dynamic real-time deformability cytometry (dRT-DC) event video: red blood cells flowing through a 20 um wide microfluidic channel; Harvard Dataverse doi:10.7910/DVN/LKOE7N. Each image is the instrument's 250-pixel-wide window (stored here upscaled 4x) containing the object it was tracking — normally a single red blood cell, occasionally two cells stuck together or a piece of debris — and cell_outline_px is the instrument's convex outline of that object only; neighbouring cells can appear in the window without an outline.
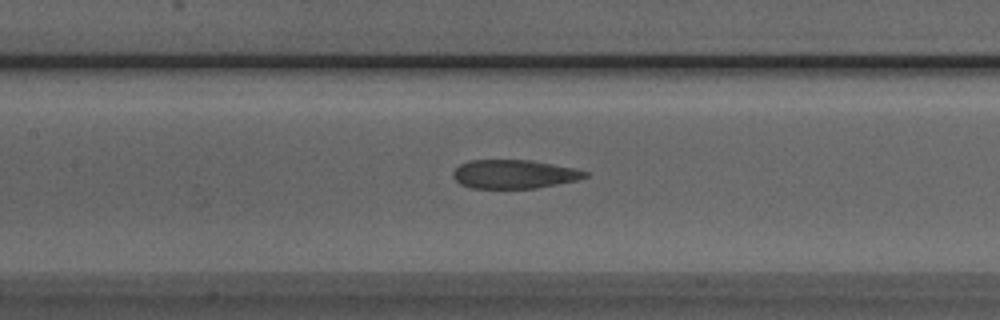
{"species": "Egyptian fruit bat (a non-hibernating species)", "species_latin": "Rousettus aegyptiacus", "temperature_condition": "room temperature", "stored_images_in_passage": 35, "camera_frame_rate_fps": 3000, "um_per_image_px": 0.085, "animal": {"sex": "male"}, "frame": {"image": 1, "passage_image": 13, "time_ms": 4.0, "image_size_px": [1000, 320], "cell_outline_px": [[588, 176], [576, 180], [536, 188], [472, 188], [460, 184], [452, 176], [452, 172], [460, 164], [468, 160], [532, 160], [572, 168], [588, 172]], "centroid_in_image_um": [43.65, 14.8], "position_along_channel_um": 163.7, "area_um2": 21.96}}
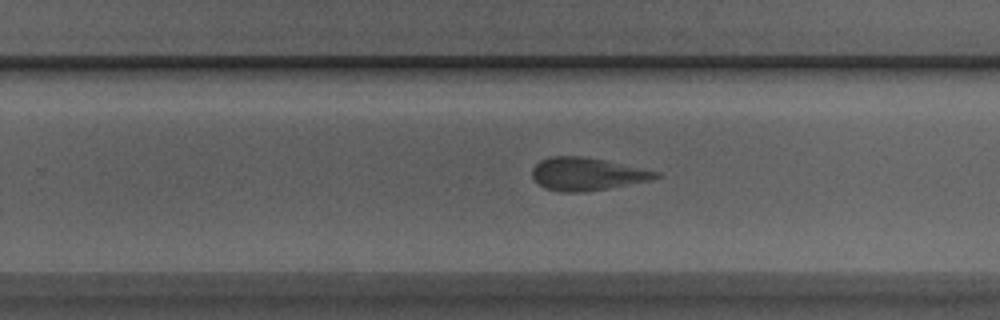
{"frame": {"image": 2, "passage_image": 22, "time_ms": 7.0, "image_size_px": [1000, 320], "cell_outline_px": [[660, 176], [652, 180], [608, 188], [584, 192], [564, 192], [544, 188], [532, 176], [532, 168], [540, 160], [548, 156], [584, 156], [604, 160], [660, 172]], "centroid_in_image_um": [49.88, 14.78], "position_along_channel_um": 279.9, "area_um2": 23.52}}
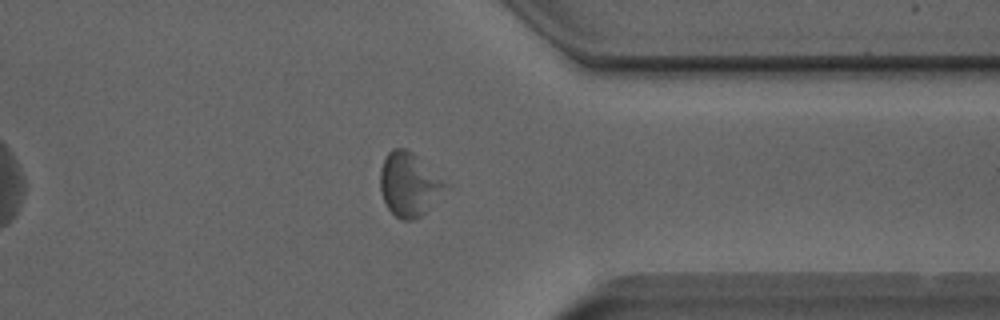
{"frame": {"image": 3, "passage_image": 30, "time_ms": 9.667, "image_size_px": [1000, 320], "cell_outline_px": [[448, 184], [424, 212], [420, 216], [412, 220], [400, 220], [388, 208], [380, 192], [380, 172], [384, 160], [388, 152], [392, 148], [404, 148], [412, 152]], "centroid_in_image_um": [34.71, 15.66], "position_along_channel_um": 376.7, "area_um2": 23.47}, "authors_computed_cell_mechanics": {"area_um2": 23.8136, "velocity_mm_per_s": 3.8891, "shape_relaxation_time_tau1_ms": null, "shape_relaxation_time_tau2_ms": 2.8428, "deformation_change_tau1": null, "deformation_change_tau2": 0.1258}}